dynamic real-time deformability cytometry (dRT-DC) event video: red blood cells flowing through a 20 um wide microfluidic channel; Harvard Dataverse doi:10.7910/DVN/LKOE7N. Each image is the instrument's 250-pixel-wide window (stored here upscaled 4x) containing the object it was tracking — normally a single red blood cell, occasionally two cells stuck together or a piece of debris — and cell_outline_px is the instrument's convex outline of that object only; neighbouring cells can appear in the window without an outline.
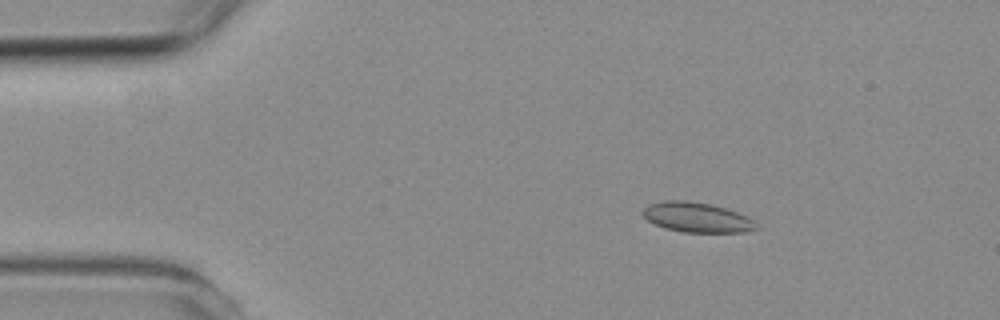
{"species": "common noctule bat (a hibernating species)", "species_latin": "Nyctalus noctula", "temperature_condition": "room temperature", "stored_images_in_passage": 5, "segment_of_instrument_passage": [1, 2], "camera_frame_rate_fps": 3000, "um_per_image_px": 0.085, "animal": {"sex": "female", "body_mass_g": 19.3, "forearm_length_mm": 54.1}, "frame": {"image": 1, "passage_image": 3, "time_ms": 2.333, "image_size_px": [1000, 320], "cell_outline_px": [[760, 228], [744, 232], [684, 232], [664, 228], [648, 220], [640, 212], [648, 204], [664, 200], [684, 200], [712, 204], [748, 216]], "centroid_in_image_um": [59.22, 18.47], "position_along_channel_um": 25.8, "area_um2": 19.77}}